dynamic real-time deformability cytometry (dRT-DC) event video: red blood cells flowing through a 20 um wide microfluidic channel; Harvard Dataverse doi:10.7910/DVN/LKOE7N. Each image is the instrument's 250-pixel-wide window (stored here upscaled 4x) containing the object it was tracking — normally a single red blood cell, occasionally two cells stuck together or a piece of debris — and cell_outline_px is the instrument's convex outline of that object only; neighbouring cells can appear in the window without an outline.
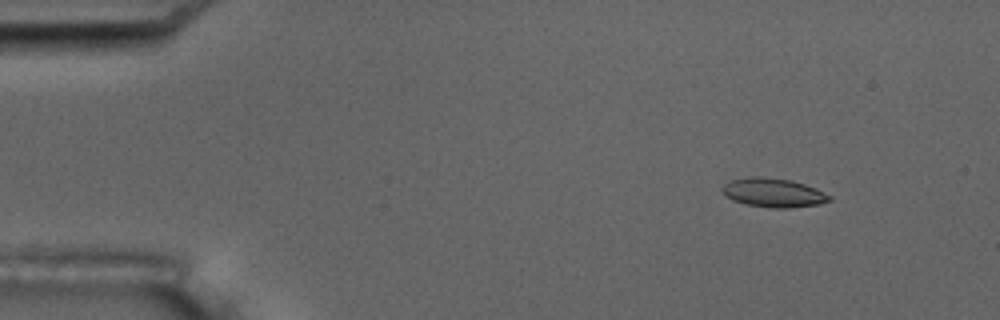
{"species": "common noctule bat (a hibernating species)", "species_latin": "Nyctalus noctula", "temperature_condition": "room temperature", "stored_images_in_passage": 5, "camera_frame_rate_fps": 3000, "um_per_image_px": 0.085, "animal": {"sex": "male", "body_mass_g": 17.5, "forearm_length_mm": 52.3}, "frame": {"image": 1, "passage_image": 2, "time_ms": 1.0, "image_size_px": [1000, 320], "cell_outline_px": [[832, 200], [820, 204], [788, 208], [772, 208], [744, 204], [732, 200], [724, 196], [720, 188], [724, 184], [732, 180], [752, 176], [760, 176], [792, 180], [816, 188], [832, 196]], "centroid_in_image_um": [65.73, 16.38], "position_along_channel_um": 19.3, "area_um2": 18.32}}